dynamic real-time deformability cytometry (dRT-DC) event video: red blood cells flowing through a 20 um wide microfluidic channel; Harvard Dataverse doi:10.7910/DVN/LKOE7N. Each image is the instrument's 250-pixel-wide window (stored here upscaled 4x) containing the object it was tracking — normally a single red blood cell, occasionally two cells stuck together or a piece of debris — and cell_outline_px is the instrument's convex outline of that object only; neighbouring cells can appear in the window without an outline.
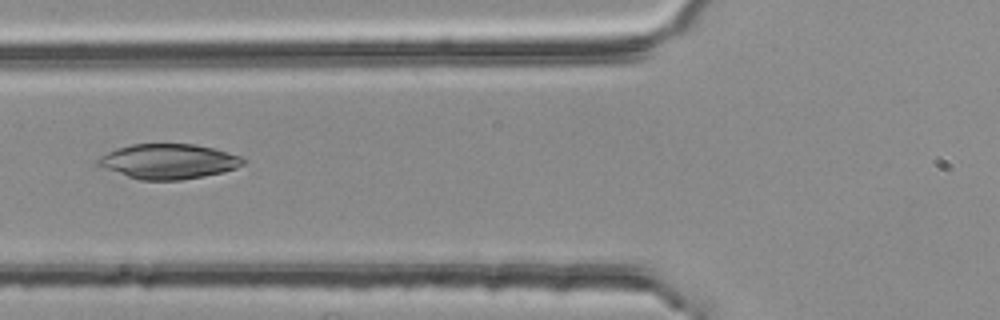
{"species": "common noctule bat (a hibernating species)", "species_latin": "Nyctalus noctula", "temperature_condition": "room temperature", "stored_images_in_passage": 2, "camera_frame_rate_fps": 3000, "um_per_image_px": 0.085, "animal": {"sex": "female", "body_mass_g": 25.1}, "frame": {"image": 1, "passage_image": 2, "time_ms": 0.333, "image_size_px": [1000, 320], "cell_outline_px": [[244, 164], [236, 168], [224, 172], [204, 176], [180, 180], [140, 180], [104, 168], [96, 164], [96, 160], [100, 156], [116, 148], [132, 144], [192, 144], [212, 148], [240, 156], [244, 160]], "centroid_in_image_um": [14.3, 13.72], "position_along_channel_um": 111.5, "area_um2": 29.36}}